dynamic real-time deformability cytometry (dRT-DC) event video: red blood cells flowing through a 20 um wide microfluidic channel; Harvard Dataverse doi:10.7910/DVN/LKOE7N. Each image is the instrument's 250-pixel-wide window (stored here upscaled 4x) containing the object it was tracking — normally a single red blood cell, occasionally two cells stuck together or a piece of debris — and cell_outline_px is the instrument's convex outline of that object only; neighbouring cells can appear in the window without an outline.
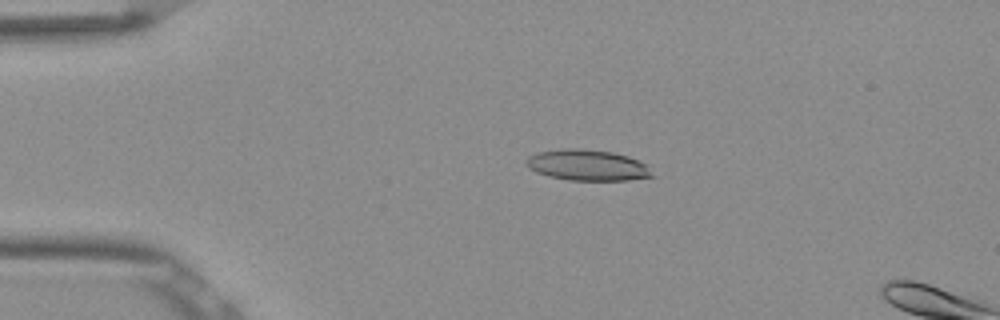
{"species": "Egyptian fruit bat (a non-hibernating species)", "species_latin": "Rousettus aegyptiacus", "temperature_condition": "room temperature", "stored_images_in_passage": 10, "camera_frame_rate_fps": 3000, "um_per_image_px": 0.085, "frame": {"image": 1, "passage_image": 6, "time_ms": 1.667, "image_size_px": [1000, 320], "cell_outline_px": [[656, 176], [628, 180], [568, 180], [548, 176], [536, 172], [528, 168], [524, 164], [528, 156], [536, 152], [564, 148], [580, 148], [612, 152], [628, 156], [648, 164]], "centroid_in_image_um": [49.94, 14.03], "position_along_channel_um": 35.1, "area_um2": 23.06}}